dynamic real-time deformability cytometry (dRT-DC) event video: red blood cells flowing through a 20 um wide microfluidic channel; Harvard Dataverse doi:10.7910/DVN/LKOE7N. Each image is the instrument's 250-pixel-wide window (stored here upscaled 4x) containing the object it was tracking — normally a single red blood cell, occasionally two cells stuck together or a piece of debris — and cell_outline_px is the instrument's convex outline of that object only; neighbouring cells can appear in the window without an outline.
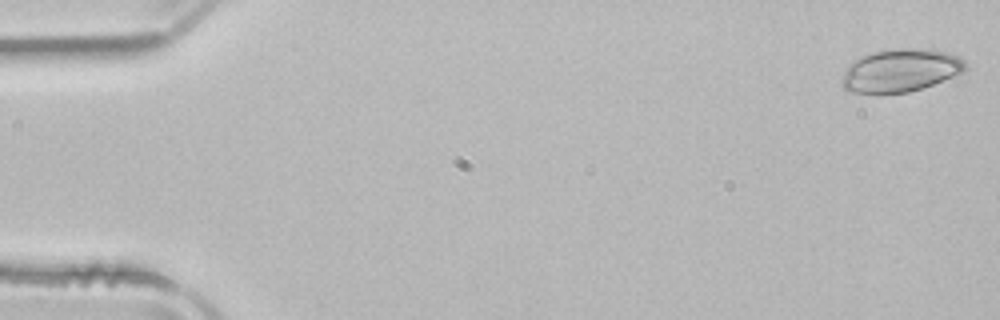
{"species": "common noctule bat (a hibernating species)", "species_latin": "Nyctalus noctula", "temperature_condition": "room temperature", "stored_images_in_passage": 51, "camera_frame_rate_fps": 3000, "um_per_image_px": 0.085, "animal": {"sex": "male", "body_mass_g": 21.5, "forearm_length_mm": 52.0}, "frame": {"image": 1, "passage_image": 1, "time_ms": 0.0, "image_size_px": [1000, 320], "cell_outline_px": [[968, 68], [964, 72], [932, 84], [908, 92], [880, 96], [876, 96], [848, 92], [840, 84], [840, 80], [848, 64], [852, 60], [860, 56], [872, 52], [892, 48], [932, 48], [956, 56], [964, 60]], "centroid_in_image_um": [76.46, 6.01], "position_along_channel_um": 8.5, "area_um2": 31.91}}
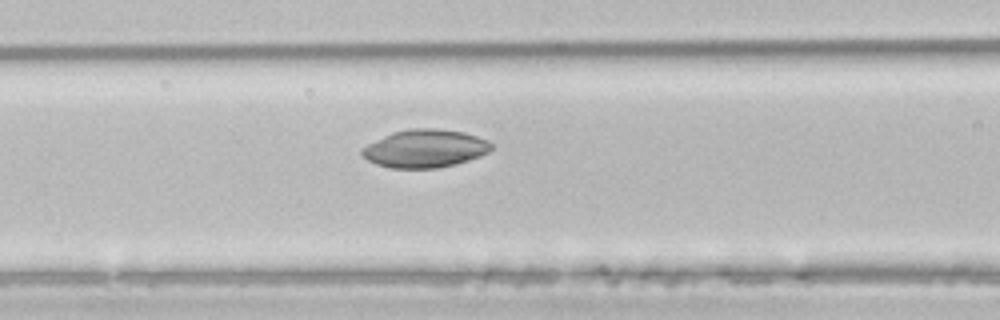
{"frame": {"image": 2, "passage_image": 21, "time_ms": 6.667, "image_size_px": [1000, 320], "cell_outline_px": [[492, 148], [488, 152], [480, 156], [456, 164], [436, 168], [388, 168], [376, 164], [368, 160], [360, 152], [360, 148], [392, 132], [412, 128], [436, 128], [464, 132], [488, 140], [492, 144]], "centroid_in_image_um": [36.12, 12.62], "position_along_channel_um": 130.5, "area_um2": 28.67}}
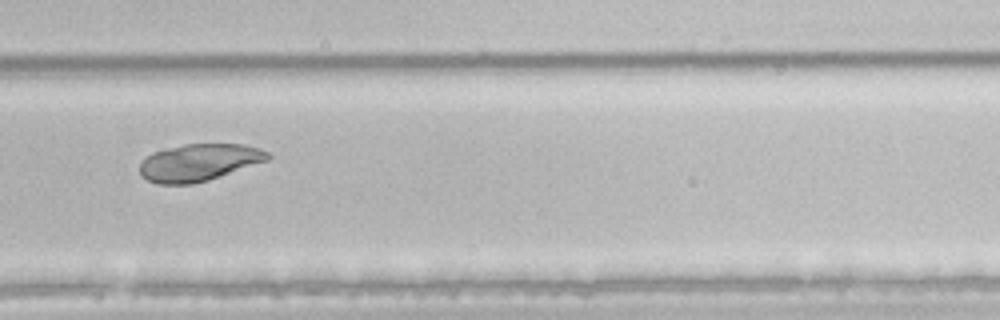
{"frame": {"image": 3, "passage_image": 35, "time_ms": 11.333, "image_size_px": [1000, 320], "cell_outline_px": [[272, 156], [268, 160], [208, 180], [192, 184], [160, 184], [148, 180], [140, 172], [140, 164], [148, 156], [156, 152], [168, 148], [184, 144], [244, 144], [260, 148], [268, 152]], "centroid_in_image_um": [16.96, 13.8], "position_along_channel_um": 312.8, "area_um2": 27.34}}